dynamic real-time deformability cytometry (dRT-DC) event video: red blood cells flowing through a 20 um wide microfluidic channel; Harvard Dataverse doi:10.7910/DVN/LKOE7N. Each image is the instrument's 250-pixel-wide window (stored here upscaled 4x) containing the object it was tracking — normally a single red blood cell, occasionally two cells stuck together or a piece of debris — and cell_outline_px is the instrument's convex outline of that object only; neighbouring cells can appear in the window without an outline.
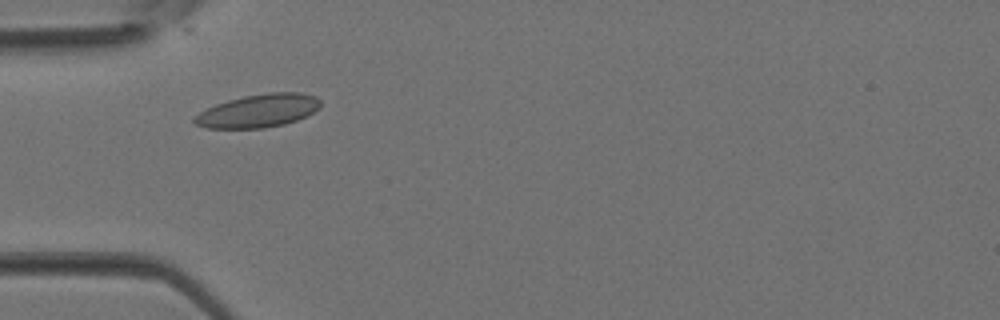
{"species": "Egyptian fruit bat (a non-hibernating species)", "species_latin": "Rousettus aegyptiacus", "temperature_condition": "room temperature", "stored_images_in_passage": 2, "camera_frame_rate_fps": 3000, "um_per_image_px": 0.085, "animal": {"sex": "female"}, "frame": {"image": 1, "passage_image": 2, "time_ms": 0.333, "image_size_px": [1000, 320], "cell_outline_px": [[320, 108], [296, 120], [284, 124], [264, 128], [208, 128], [196, 124], [192, 120], [200, 112], [216, 104], [228, 100], [244, 96], [268, 92], [300, 92], [316, 96], [320, 100]], "centroid_in_image_um": [21.98, 9.41], "position_along_channel_um": 63.0, "area_um2": 24.16}}